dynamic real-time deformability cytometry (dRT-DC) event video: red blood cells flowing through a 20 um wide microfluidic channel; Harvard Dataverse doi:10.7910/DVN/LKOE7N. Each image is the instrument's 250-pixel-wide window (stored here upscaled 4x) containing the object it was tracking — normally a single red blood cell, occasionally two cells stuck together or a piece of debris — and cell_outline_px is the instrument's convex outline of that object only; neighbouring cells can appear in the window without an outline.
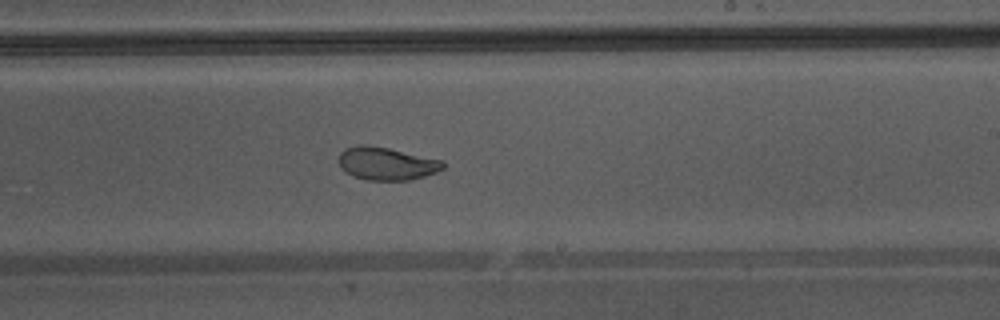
{"species": "Egyptian fruit bat (a non-hibernating species)", "species_latin": "Rousettus aegyptiacus", "temperature_condition": "warm", "stored_images_in_passage": 36, "camera_frame_rate_fps": 3000, "um_per_image_px": 0.085, "animal": {"sex": "male"}, "frame": {"image": 1, "passage_image": 17, "time_ms": 5.333, "image_size_px": [1000, 320], "cell_outline_px": [[444, 168], [436, 172], [412, 180], [368, 180], [352, 176], [344, 172], [340, 168], [340, 152], [344, 148], [360, 144], [368, 144], [388, 148], [444, 160]], "centroid_in_image_um": [32.84, 13.9], "position_along_channel_um": 256.2, "area_um2": 20.17}, "authors_computed_cell_mechanics": {"area_um2": 20.3167, "velocity_mm_per_s": 4.3218, "shape_relaxation_time_tau1_ms": 4.7205, "shape_relaxation_time_tau2_ms": 1.364, "deformation_change_tau1": 0.1781, "deformation_change_tau2": 0.0669}}